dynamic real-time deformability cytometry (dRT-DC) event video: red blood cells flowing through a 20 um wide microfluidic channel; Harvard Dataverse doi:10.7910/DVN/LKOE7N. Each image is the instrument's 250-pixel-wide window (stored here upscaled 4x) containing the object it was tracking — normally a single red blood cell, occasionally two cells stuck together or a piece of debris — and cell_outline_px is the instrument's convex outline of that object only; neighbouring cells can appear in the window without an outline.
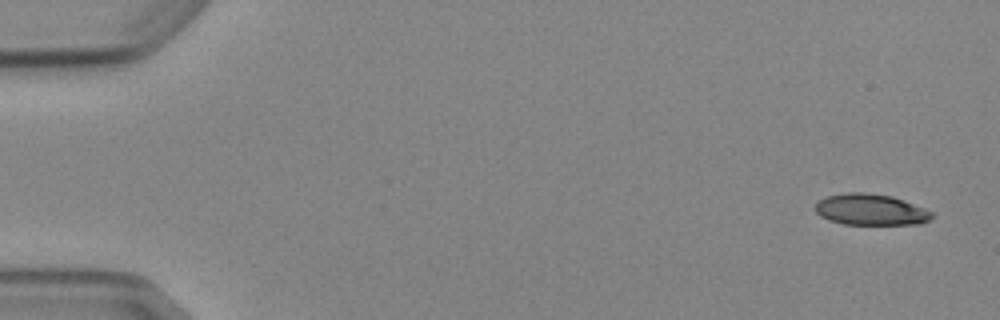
{"species": "Egyptian fruit bat (a non-hibernating species)", "species_latin": "Rousettus aegyptiacus", "temperature_condition": "cold", "stored_images_in_passage": 5, "camera_frame_rate_fps": 3000, "um_per_image_px": 0.085, "animal": {"sex": "female"}, "frame": {"image": 1, "passage_image": 1, "time_ms": 0.0, "image_size_px": [1000, 320], "cell_outline_px": [[936, 216], [920, 224], [844, 224], [828, 220], [820, 216], [816, 212], [816, 204], [820, 200], [828, 196], [848, 192], [864, 192], [892, 196], [904, 200], [924, 208], [932, 212]], "centroid_in_image_um": [74.03, 17.82], "position_along_channel_um": 11.0, "area_um2": 21.15}}
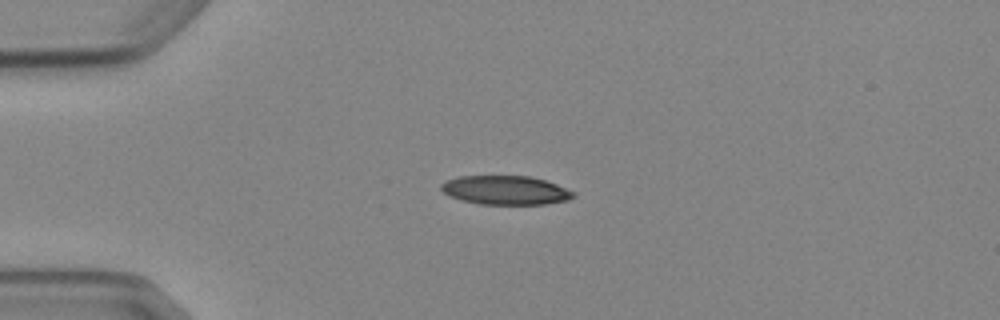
{"frame": {"image": 2, "passage_image": 4, "time_ms": 3.667, "image_size_px": [1000, 320], "cell_outline_px": [[576, 196], [568, 200], [544, 204], [480, 204], [464, 200], [452, 196], [444, 192], [440, 188], [440, 184], [444, 180], [460, 176], [528, 176], [544, 180], [556, 184], [576, 192]], "centroid_in_image_um": [42.99, 16.16], "position_along_channel_um": 42.0, "area_um2": 22.2}}